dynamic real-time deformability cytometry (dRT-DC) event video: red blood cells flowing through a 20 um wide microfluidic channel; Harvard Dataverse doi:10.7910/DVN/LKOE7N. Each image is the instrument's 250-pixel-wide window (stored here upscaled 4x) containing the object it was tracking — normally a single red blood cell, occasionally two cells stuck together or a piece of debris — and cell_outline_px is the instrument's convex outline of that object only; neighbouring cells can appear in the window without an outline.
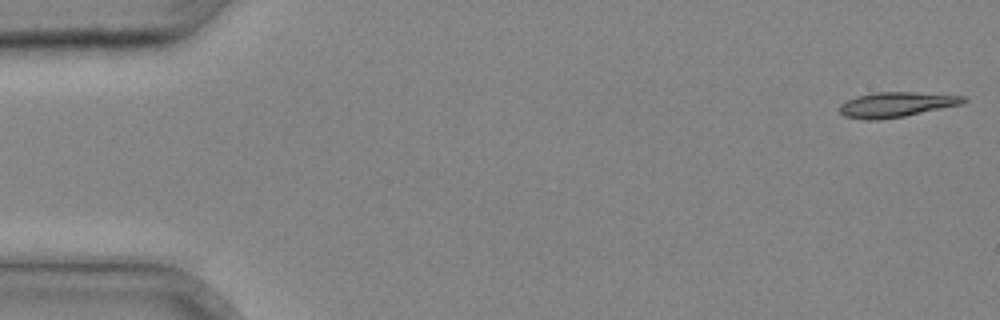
{"species": "common noctule bat (a hibernating species)", "species_latin": "Nyctalus noctula", "temperature_condition": "cold", "stored_images_in_passage": 35, "camera_frame_rate_fps": 3000, "um_per_image_px": 0.085, "animal": {"sex": "male", "body_mass_g": 20.4}, "frame": {"image": 1, "passage_image": 1, "time_ms": 0.0, "image_size_px": [1000, 320], "cell_outline_px": [[968, 100], [964, 104], [904, 116], [880, 120], [864, 120], [844, 116], [840, 112], [840, 104], [856, 96], [872, 92], [916, 92], [968, 96]], "centroid_in_image_um": [76.23, 8.88], "position_along_channel_um": 8.8, "area_um2": 18.32}}
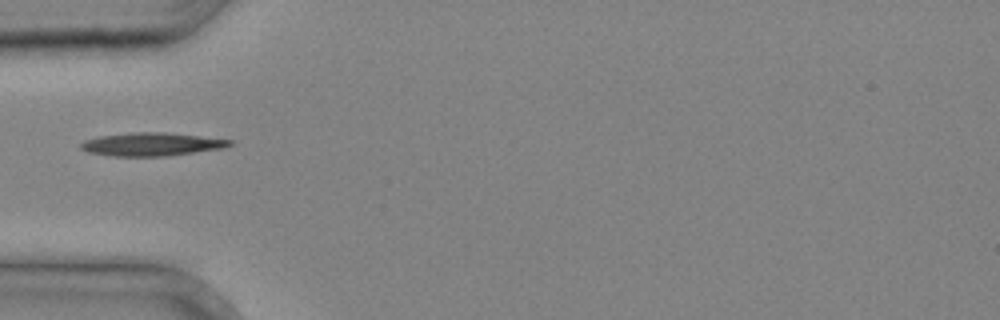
{"frame": {"image": 2, "passage_image": 12, "time_ms": 3.667, "image_size_px": [1000, 320], "cell_outline_px": [[232, 144], [224, 148], [168, 156], [112, 156], [88, 152], [80, 148], [80, 144], [84, 140], [100, 136], [132, 132], [164, 132], [200, 136], [232, 140]], "centroid_in_image_um": [12.88, 12.26], "position_along_channel_um": 72.1, "area_um2": 20.11}}
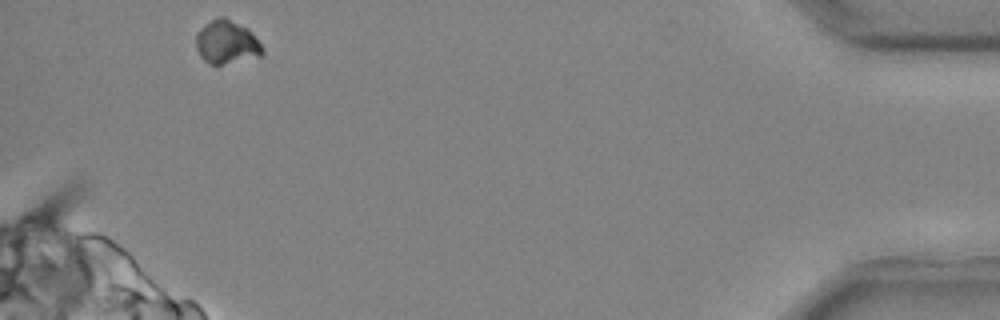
{"frame": {"image": 3, "passage_image": 35, "time_ms": 11.333, "image_size_px": [1000, 320], "cell_outline_px": [[264, 56], [216, 68], [208, 64], [200, 56], [196, 48], [196, 32], [204, 24], [220, 16], [224, 16], [248, 28], [264, 48]], "centroid_in_image_um": [19.28, 3.65], "position_along_channel_um": 415.9, "area_um2": 17.69}}